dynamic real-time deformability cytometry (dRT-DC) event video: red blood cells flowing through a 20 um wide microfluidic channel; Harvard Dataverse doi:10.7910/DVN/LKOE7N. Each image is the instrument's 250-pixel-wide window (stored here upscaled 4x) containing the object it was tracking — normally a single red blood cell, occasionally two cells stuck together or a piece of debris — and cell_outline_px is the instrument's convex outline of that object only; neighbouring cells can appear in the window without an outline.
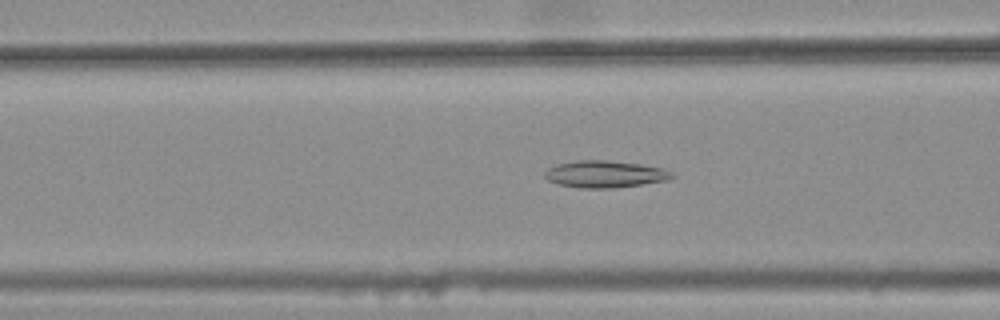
{"species": "common noctule bat (a hibernating species)", "species_latin": "Nyctalus noctula", "temperature_condition": "warm", "stored_images_in_passage": 45, "camera_frame_rate_fps": 3000, "um_per_image_px": 0.085, "animal": {"sex": "female", "body_mass_g": 25.1}, "frame": {"image": 1, "passage_image": 20, "time_ms": 6.333, "image_size_px": [1000, 320], "cell_outline_px": [[676, 176], [668, 180], [612, 188], [580, 188], [556, 184], [548, 180], [544, 176], [544, 172], [548, 168], [556, 164], [576, 160], [604, 160], [640, 164], [664, 168], [672, 172]], "centroid_in_image_um": [51.4, 14.8], "position_along_channel_um": 115.2, "area_um2": 20.06}}
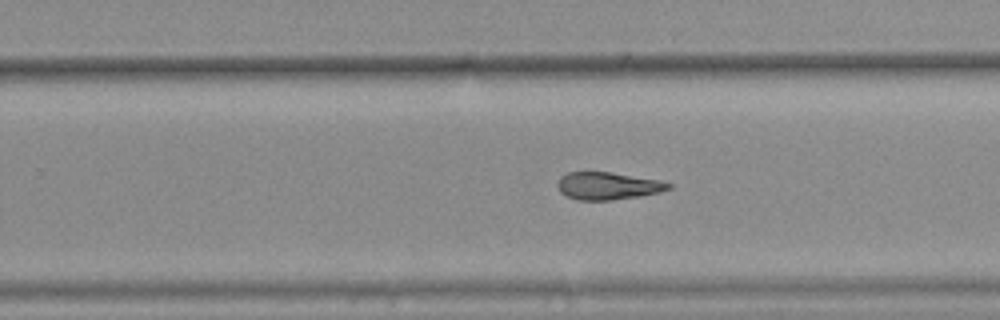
{"frame": {"image": 2, "passage_image": 33, "time_ms": 10.667, "image_size_px": [1000, 320], "cell_outline_px": [[672, 188], [660, 192], [640, 196], [612, 200], [576, 200], [560, 192], [556, 184], [560, 176], [568, 172], [608, 172], [660, 180], [672, 184]], "centroid_in_image_um": [51.66, 15.8], "position_along_channel_um": 278.1, "area_um2": 17.8}}
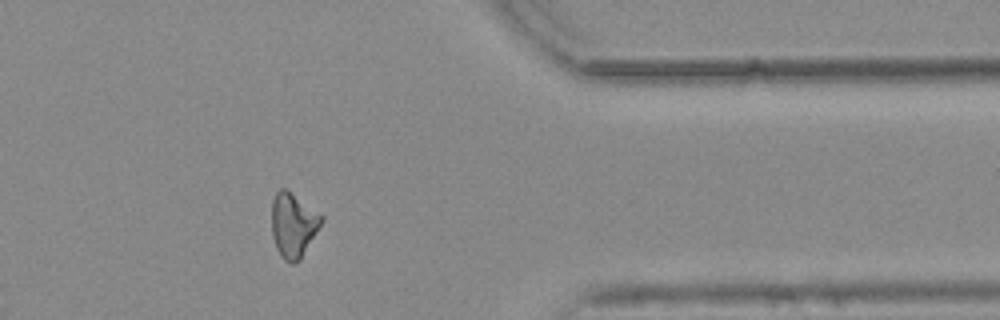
{"frame": {"image": 3, "passage_image": 43, "time_ms": 14.0, "image_size_px": [1000, 320], "cell_outline_px": [[324, 220], [300, 260], [292, 264], [284, 260], [280, 256], [276, 248], [272, 236], [272, 200], [276, 192], [280, 188], [284, 188], [324, 216]], "centroid_in_image_um": [24.92, 19.15], "position_along_channel_um": 386.5, "area_um2": 18.67}, "authors_computed_cell_mechanics": {"area_um2": 18.6694, "velocity_mm_per_s": 3.7676, "shape_relaxation_time_tau1_ms": null, "shape_relaxation_time_tau2_ms": 4.5465, "deformation_change_tau1": null, "deformation_change_tau2": 0.141}}